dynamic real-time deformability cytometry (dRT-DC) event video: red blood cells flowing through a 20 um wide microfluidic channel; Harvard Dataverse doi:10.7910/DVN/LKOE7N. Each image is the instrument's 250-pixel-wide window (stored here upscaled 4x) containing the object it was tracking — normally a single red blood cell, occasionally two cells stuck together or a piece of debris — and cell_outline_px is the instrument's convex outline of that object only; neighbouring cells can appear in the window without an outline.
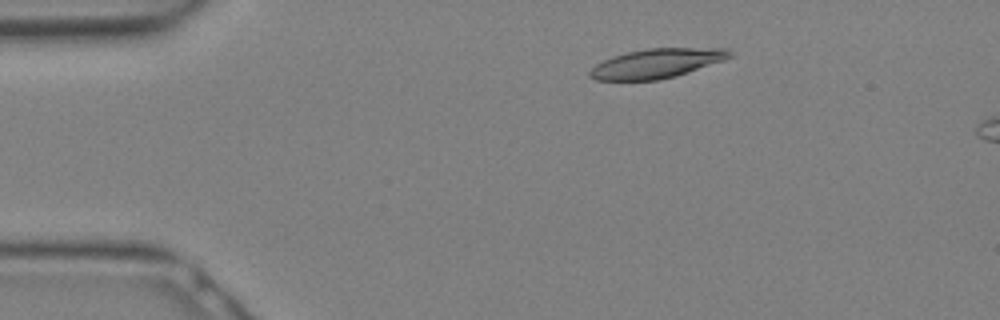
{"species": "Egyptian fruit bat (a non-hibernating species)", "species_latin": "Rousettus aegyptiacus", "temperature_condition": "warm", "stored_images_in_passage": 8, "camera_frame_rate_fps": 3000, "um_per_image_px": 0.085, "animal": {"sex": "female"}, "frame": {"image": 1, "passage_image": 5, "time_ms": 1.333, "image_size_px": [1000, 320], "cell_outline_px": [[732, 56], [724, 60], [676, 76], [660, 80], [596, 80], [588, 76], [588, 72], [596, 64], [612, 56], [628, 52], [648, 48], [728, 48], [732, 52]], "centroid_in_image_um": [55.81, 5.39], "position_along_channel_um": 29.2, "area_um2": 23.93}}